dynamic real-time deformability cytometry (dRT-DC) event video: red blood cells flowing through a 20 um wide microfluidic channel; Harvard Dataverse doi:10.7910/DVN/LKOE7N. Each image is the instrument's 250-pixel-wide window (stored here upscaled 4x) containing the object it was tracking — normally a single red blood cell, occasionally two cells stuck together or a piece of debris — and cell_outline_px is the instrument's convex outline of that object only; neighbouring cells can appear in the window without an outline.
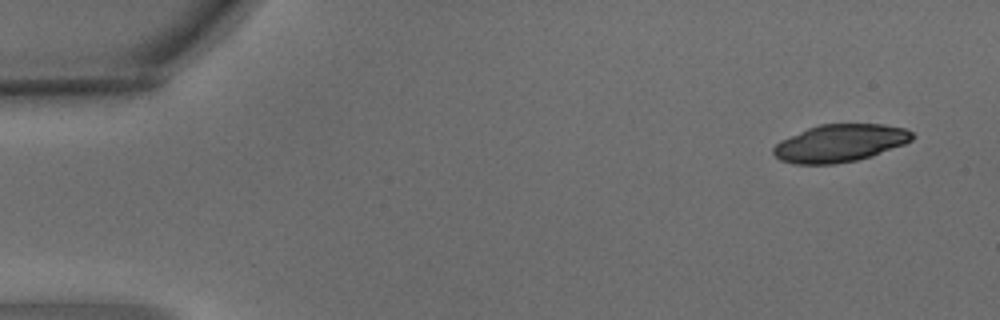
{"species": "common noctule bat (a hibernating species)", "species_latin": "Nyctalus noctula", "temperature_condition": "warm", "stored_images_in_passage": 4, "camera_frame_rate_fps": 3000, "um_per_image_px": 0.085, "animal": {"sex": "male", "body_mass_g": 15.6}, "frame": {"image": 1, "passage_image": 1, "time_ms": 0.0, "image_size_px": [1000, 320], "cell_outline_px": [[916, 136], [912, 140], [904, 144], [872, 156], [856, 160], [836, 164], [796, 164], [780, 160], [772, 152], [772, 148], [780, 140], [808, 128], [820, 124], [884, 124], [904, 128], [912, 132]], "centroid_in_image_um": [71.4, 12.17], "position_along_channel_um": 13.6, "area_um2": 30.4}}